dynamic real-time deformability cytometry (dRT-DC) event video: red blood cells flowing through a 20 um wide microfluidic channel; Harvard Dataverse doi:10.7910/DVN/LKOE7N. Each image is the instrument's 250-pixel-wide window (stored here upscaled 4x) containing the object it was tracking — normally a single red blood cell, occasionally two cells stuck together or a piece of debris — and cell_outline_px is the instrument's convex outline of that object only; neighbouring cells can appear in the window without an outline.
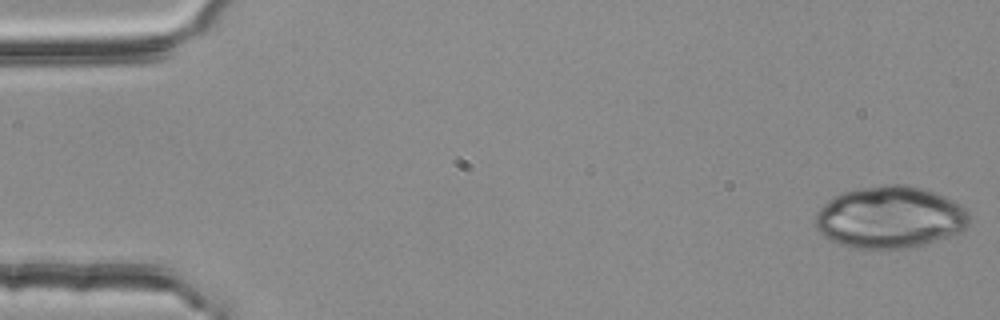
{"species": "common noctule bat (a hibernating species)", "species_latin": "Nyctalus noctula", "temperature_condition": "room temperature", "stored_images_in_passage": 5, "camera_frame_rate_fps": 3000, "um_per_image_px": 0.085, "animal": {"sex": "female", "body_mass_g": 25.1}, "frame": {"image": 1, "passage_image": 1, "time_ms": 0.0, "image_size_px": [1000, 320], "cell_outline_px": [[968, 224], [960, 232], [916, 248], [852, 248], [840, 244], [824, 236], [816, 228], [816, 212], [828, 200], [844, 192], [884, 184], [904, 184], [936, 192], [960, 204], [968, 212]], "centroid_in_image_um": [75.66, 18.48], "position_along_channel_um": 9.3, "area_um2": 55.37}}